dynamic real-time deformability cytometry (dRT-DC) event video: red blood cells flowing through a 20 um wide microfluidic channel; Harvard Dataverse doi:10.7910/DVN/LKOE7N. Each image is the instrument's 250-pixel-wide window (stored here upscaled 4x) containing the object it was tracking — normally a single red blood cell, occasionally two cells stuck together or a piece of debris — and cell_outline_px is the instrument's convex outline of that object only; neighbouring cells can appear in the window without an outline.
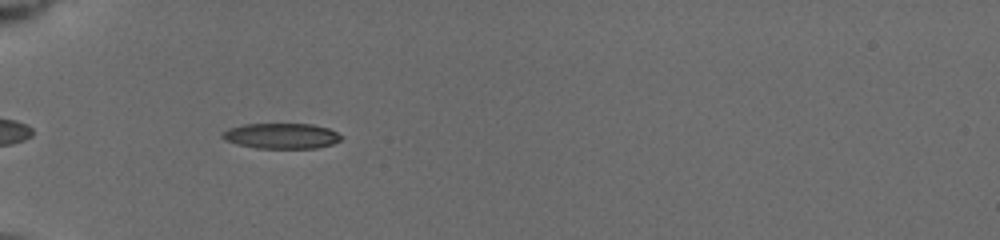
{"species": "common noctule bat (a hibernating species)", "species_latin": "Nyctalus noctula", "temperature_condition": "cold", "stored_images_in_passage": 9, "camera_frame_rate_fps": 3000, "um_per_image_px": 0.085, "animal": {"sex": "female", "body_mass_g": 19.5, "forearm_length_mm": 54.1}, "frame": {"image": 1, "passage_image": 8, "time_ms": 6.0, "image_size_px": [1000, 240], "cell_outline_px": [[344, 136], [340, 140], [332, 144], [316, 148], [256, 148], [236, 144], [224, 140], [220, 136], [220, 132], [228, 128], [244, 124], [312, 124], [328, 128]], "centroid_in_image_um": [23.88, 11.55], "position_along_channel_um": 61.1, "area_um2": 17.8}}